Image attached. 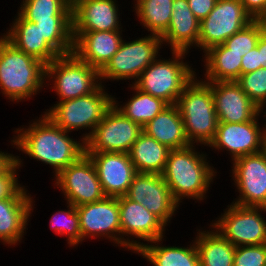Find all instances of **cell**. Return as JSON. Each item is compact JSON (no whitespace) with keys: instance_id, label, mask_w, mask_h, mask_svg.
Listing matches in <instances>:
<instances>
[{"instance_id":"obj_20","label":"cell","mask_w":266,"mask_h":266,"mask_svg":"<svg viewBox=\"0 0 266 266\" xmlns=\"http://www.w3.org/2000/svg\"><path fill=\"white\" fill-rule=\"evenodd\" d=\"M118 0H71L72 31H123Z\"/></svg>"},{"instance_id":"obj_41","label":"cell","mask_w":266,"mask_h":266,"mask_svg":"<svg viewBox=\"0 0 266 266\" xmlns=\"http://www.w3.org/2000/svg\"><path fill=\"white\" fill-rule=\"evenodd\" d=\"M253 20H260L266 13V0H240Z\"/></svg>"},{"instance_id":"obj_9","label":"cell","mask_w":266,"mask_h":266,"mask_svg":"<svg viewBox=\"0 0 266 266\" xmlns=\"http://www.w3.org/2000/svg\"><path fill=\"white\" fill-rule=\"evenodd\" d=\"M223 211L210 225L235 247L266 244L265 207L230 203Z\"/></svg>"},{"instance_id":"obj_43","label":"cell","mask_w":266,"mask_h":266,"mask_svg":"<svg viewBox=\"0 0 266 266\" xmlns=\"http://www.w3.org/2000/svg\"><path fill=\"white\" fill-rule=\"evenodd\" d=\"M15 159V155L0 151V173Z\"/></svg>"},{"instance_id":"obj_32","label":"cell","mask_w":266,"mask_h":266,"mask_svg":"<svg viewBox=\"0 0 266 266\" xmlns=\"http://www.w3.org/2000/svg\"><path fill=\"white\" fill-rule=\"evenodd\" d=\"M42 37L59 54L73 53L72 17H52V20H32Z\"/></svg>"},{"instance_id":"obj_11","label":"cell","mask_w":266,"mask_h":266,"mask_svg":"<svg viewBox=\"0 0 266 266\" xmlns=\"http://www.w3.org/2000/svg\"><path fill=\"white\" fill-rule=\"evenodd\" d=\"M118 204L123 249L136 253L145 242L166 237L167 227L147 208L125 195L118 197Z\"/></svg>"},{"instance_id":"obj_27","label":"cell","mask_w":266,"mask_h":266,"mask_svg":"<svg viewBox=\"0 0 266 266\" xmlns=\"http://www.w3.org/2000/svg\"><path fill=\"white\" fill-rule=\"evenodd\" d=\"M209 230L196 229L194 238L200 266H233L236 247L218 233L210 224ZM203 229V230H202Z\"/></svg>"},{"instance_id":"obj_8","label":"cell","mask_w":266,"mask_h":266,"mask_svg":"<svg viewBox=\"0 0 266 266\" xmlns=\"http://www.w3.org/2000/svg\"><path fill=\"white\" fill-rule=\"evenodd\" d=\"M162 48L161 37L153 34H146L132 41L123 39L118 51L100 71V83L104 84L108 80H132L133 84V80L135 82L144 69L160 55Z\"/></svg>"},{"instance_id":"obj_10","label":"cell","mask_w":266,"mask_h":266,"mask_svg":"<svg viewBox=\"0 0 266 266\" xmlns=\"http://www.w3.org/2000/svg\"><path fill=\"white\" fill-rule=\"evenodd\" d=\"M252 21L240 0H217L208 16L200 21L199 51L204 54L211 47L223 44Z\"/></svg>"},{"instance_id":"obj_45","label":"cell","mask_w":266,"mask_h":266,"mask_svg":"<svg viewBox=\"0 0 266 266\" xmlns=\"http://www.w3.org/2000/svg\"><path fill=\"white\" fill-rule=\"evenodd\" d=\"M260 22L263 24V26L266 29V13L263 15V17L260 19Z\"/></svg>"},{"instance_id":"obj_25","label":"cell","mask_w":266,"mask_h":266,"mask_svg":"<svg viewBox=\"0 0 266 266\" xmlns=\"http://www.w3.org/2000/svg\"><path fill=\"white\" fill-rule=\"evenodd\" d=\"M143 132L170 150L191 145L185 133L180 110L176 104L169 105L156 115L143 127Z\"/></svg>"},{"instance_id":"obj_12","label":"cell","mask_w":266,"mask_h":266,"mask_svg":"<svg viewBox=\"0 0 266 266\" xmlns=\"http://www.w3.org/2000/svg\"><path fill=\"white\" fill-rule=\"evenodd\" d=\"M53 180L67 203L75 207L106 197L91 159L84 154L78 161L60 171Z\"/></svg>"},{"instance_id":"obj_37","label":"cell","mask_w":266,"mask_h":266,"mask_svg":"<svg viewBox=\"0 0 266 266\" xmlns=\"http://www.w3.org/2000/svg\"><path fill=\"white\" fill-rule=\"evenodd\" d=\"M20 157L15 155V159L0 173V200L10 198L22 186L18 174L24 159Z\"/></svg>"},{"instance_id":"obj_46","label":"cell","mask_w":266,"mask_h":266,"mask_svg":"<svg viewBox=\"0 0 266 266\" xmlns=\"http://www.w3.org/2000/svg\"><path fill=\"white\" fill-rule=\"evenodd\" d=\"M264 151L266 152V139H264Z\"/></svg>"},{"instance_id":"obj_16","label":"cell","mask_w":266,"mask_h":266,"mask_svg":"<svg viewBox=\"0 0 266 266\" xmlns=\"http://www.w3.org/2000/svg\"><path fill=\"white\" fill-rule=\"evenodd\" d=\"M125 196L147 208L166 227L180 208L162 174L137 172Z\"/></svg>"},{"instance_id":"obj_23","label":"cell","mask_w":266,"mask_h":266,"mask_svg":"<svg viewBox=\"0 0 266 266\" xmlns=\"http://www.w3.org/2000/svg\"><path fill=\"white\" fill-rule=\"evenodd\" d=\"M199 26L200 21L190 9L188 0H174L170 24L161 36L162 45H168L170 51L198 49Z\"/></svg>"},{"instance_id":"obj_26","label":"cell","mask_w":266,"mask_h":266,"mask_svg":"<svg viewBox=\"0 0 266 266\" xmlns=\"http://www.w3.org/2000/svg\"><path fill=\"white\" fill-rule=\"evenodd\" d=\"M162 237L145 243L135 253L142 256L152 266H200V258L194 239L187 247L165 246Z\"/></svg>"},{"instance_id":"obj_15","label":"cell","mask_w":266,"mask_h":266,"mask_svg":"<svg viewBox=\"0 0 266 266\" xmlns=\"http://www.w3.org/2000/svg\"><path fill=\"white\" fill-rule=\"evenodd\" d=\"M82 243L89 239L109 240L121 248V227L118 197L104 199L76 207Z\"/></svg>"},{"instance_id":"obj_2","label":"cell","mask_w":266,"mask_h":266,"mask_svg":"<svg viewBox=\"0 0 266 266\" xmlns=\"http://www.w3.org/2000/svg\"><path fill=\"white\" fill-rule=\"evenodd\" d=\"M208 158L206 152H198V145L169 151L162 177L179 205L183 199H193L195 203L207 199L209 187L218 175Z\"/></svg>"},{"instance_id":"obj_22","label":"cell","mask_w":266,"mask_h":266,"mask_svg":"<svg viewBox=\"0 0 266 266\" xmlns=\"http://www.w3.org/2000/svg\"><path fill=\"white\" fill-rule=\"evenodd\" d=\"M73 53L99 72L118 51L122 31H73Z\"/></svg>"},{"instance_id":"obj_28","label":"cell","mask_w":266,"mask_h":266,"mask_svg":"<svg viewBox=\"0 0 266 266\" xmlns=\"http://www.w3.org/2000/svg\"><path fill=\"white\" fill-rule=\"evenodd\" d=\"M201 59L205 64L202 79L206 82L236 81L241 76L242 56L223 44L211 47Z\"/></svg>"},{"instance_id":"obj_17","label":"cell","mask_w":266,"mask_h":266,"mask_svg":"<svg viewBox=\"0 0 266 266\" xmlns=\"http://www.w3.org/2000/svg\"><path fill=\"white\" fill-rule=\"evenodd\" d=\"M257 115L252 121L244 123L218 122L216 134L208 145L212 150L227 152L231 163L244 155L264 150L262 127Z\"/></svg>"},{"instance_id":"obj_21","label":"cell","mask_w":266,"mask_h":266,"mask_svg":"<svg viewBox=\"0 0 266 266\" xmlns=\"http://www.w3.org/2000/svg\"><path fill=\"white\" fill-rule=\"evenodd\" d=\"M218 122L244 123L258 115V107L236 81L211 82Z\"/></svg>"},{"instance_id":"obj_33","label":"cell","mask_w":266,"mask_h":266,"mask_svg":"<svg viewBox=\"0 0 266 266\" xmlns=\"http://www.w3.org/2000/svg\"><path fill=\"white\" fill-rule=\"evenodd\" d=\"M17 11L30 22L72 17L71 0H22Z\"/></svg>"},{"instance_id":"obj_18","label":"cell","mask_w":266,"mask_h":266,"mask_svg":"<svg viewBox=\"0 0 266 266\" xmlns=\"http://www.w3.org/2000/svg\"><path fill=\"white\" fill-rule=\"evenodd\" d=\"M28 186L22 185L10 198L0 200V243L16 247L26 235V229L35 209L34 198Z\"/></svg>"},{"instance_id":"obj_35","label":"cell","mask_w":266,"mask_h":266,"mask_svg":"<svg viewBox=\"0 0 266 266\" xmlns=\"http://www.w3.org/2000/svg\"><path fill=\"white\" fill-rule=\"evenodd\" d=\"M265 30L260 20H253L243 29L224 41L223 45L227 49H230V52L244 56L257 46L260 35Z\"/></svg>"},{"instance_id":"obj_24","label":"cell","mask_w":266,"mask_h":266,"mask_svg":"<svg viewBox=\"0 0 266 266\" xmlns=\"http://www.w3.org/2000/svg\"><path fill=\"white\" fill-rule=\"evenodd\" d=\"M14 18L2 35L16 48L45 65L60 56L42 37L35 23L26 20L19 12Z\"/></svg>"},{"instance_id":"obj_7","label":"cell","mask_w":266,"mask_h":266,"mask_svg":"<svg viewBox=\"0 0 266 266\" xmlns=\"http://www.w3.org/2000/svg\"><path fill=\"white\" fill-rule=\"evenodd\" d=\"M100 85V72L74 53L60 55L45 66V87L55 91L56 102L89 95Z\"/></svg>"},{"instance_id":"obj_14","label":"cell","mask_w":266,"mask_h":266,"mask_svg":"<svg viewBox=\"0 0 266 266\" xmlns=\"http://www.w3.org/2000/svg\"><path fill=\"white\" fill-rule=\"evenodd\" d=\"M231 164L230 177L239 193L232 203L266 208V152L244 155Z\"/></svg>"},{"instance_id":"obj_38","label":"cell","mask_w":266,"mask_h":266,"mask_svg":"<svg viewBox=\"0 0 266 266\" xmlns=\"http://www.w3.org/2000/svg\"><path fill=\"white\" fill-rule=\"evenodd\" d=\"M233 266H266V244L237 246Z\"/></svg>"},{"instance_id":"obj_34","label":"cell","mask_w":266,"mask_h":266,"mask_svg":"<svg viewBox=\"0 0 266 266\" xmlns=\"http://www.w3.org/2000/svg\"><path fill=\"white\" fill-rule=\"evenodd\" d=\"M66 204L67 209H60L51 215L49 227L57 236H66L69 248H76L82 244L79 216L74 205Z\"/></svg>"},{"instance_id":"obj_19","label":"cell","mask_w":266,"mask_h":266,"mask_svg":"<svg viewBox=\"0 0 266 266\" xmlns=\"http://www.w3.org/2000/svg\"><path fill=\"white\" fill-rule=\"evenodd\" d=\"M93 162L103 192L109 197L124 196L136 170L128 153L85 152Z\"/></svg>"},{"instance_id":"obj_13","label":"cell","mask_w":266,"mask_h":266,"mask_svg":"<svg viewBox=\"0 0 266 266\" xmlns=\"http://www.w3.org/2000/svg\"><path fill=\"white\" fill-rule=\"evenodd\" d=\"M143 128L125 117L114 105L85 141V152L129 153Z\"/></svg>"},{"instance_id":"obj_30","label":"cell","mask_w":266,"mask_h":266,"mask_svg":"<svg viewBox=\"0 0 266 266\" xmlns=\"http://www.w3.org/2000/svg\"><path fill=\"white\" fill-rule=\"evenodd\" d=\"M130 89L133 91L128 101L119 102L113 95V105L127 118L142 128L151 121L156 115L161 113L169 106L163 99L154 97L150 94L142 92L133 84H130ZM123 103V104H120Z\"/></svg>"},{"instance_id":"obj_1","label":"cell","mask_w":266,"mask_h":266,"mask_svg":"<svg viewBox=\"0 0 266 266\" xmlns=\"http://www.w3.org/2000/svg\"><path fill=\"white\" fill-rule=\"evenodd\" d=\"M40 116L31 120L26 127L15 128L13 132L16 135L9 142L12 148L30 159L49 165V168L51 166L54 179L60 171L85 154V141L71 138L73 136L69 134L72 133L55 125L45 114Z\"/></svg>"},{"instance_id":"obj_36","label":"cell","mask_w":266,"mask_h":266,"mask_svg":"<svg viewBox=\"0 0 266 266\" xmlns=\"http://www.w3.org/2000/svg\"><path fill=\"white\" fill-rule=\"evenodd\" d=\"M236 82L257 107L266 102V68L242 74Z\"/></svg>"},{"instance_id":"obj_29","label":"cell","mask_w":266,"mask_h":266,"mask_svg":"<svg viewBox=\"0 0 266 266\" xmlns=\"http://www.w3.org/2000/svg\"><path fill=\"white\" fill-rule=\"evenodd\" d=\"M169 151L167 146L142 132L128 154L136 172L162 174Z\"/></svg>"},{"instance_id":"obj_6","label":"cell","mask_w":266,"mask_h":266,"mask_svg":"<svg viewBox=\"0 0 266 266\" xmlns=\"http://www.w3.org/2000/svg\"><path fill=\"white\" fill-rule=\"evenodd\" d=\"M105 86L101 84L94 92L83 97L56 102L43 114L69 133L85 130L80 138L86 141L113 105L112 93L108 94Z\"/></svg>"},{"instance_id":"obj_39","label":"cell","mask_w":266,"mask_h":266,"mask_svg":"<svg viewBox=\"0 0 266 266\" xmlns=\"http://www.w3.org/2000/svg\"><path fill=\"white\" fill-rule=\"evenodd\" d=\"M216 2L217 0H188L190 9L199 21L208 16Z\"/></svg>"},{"instance_id":"obj_42","label":"cell","mask_w":266,"mask_h":266,"mask_svg":"<svg viewBox=\"0 0 266 266\" xmlns=\"http://www.w3.org/2000/svg\"><path fill=\"white\" fill-rule=\"evenodd\" d=\"M256 47L259 49L261 67L266 68V30L260 35Z\"/></svg>"},{"instance_id":"obj_5","label":"cell","mask_w":266,"mask_h":266,"mask_svg":"<svg viewBox=\"0 0 266 266\" xmlns=\"http://www.w3.org/2000/svg\"><path fill=\"white\" fill-rule=\"evenodd\" d=\"M172 58L159 55L139 75L133 85L154 97L163 99L169 105L177 104L186 85L196 76V69L186 60L191 52L170 51ZM185 61V62H184Z\"/></svg>"},{"instance_id":"obj_40","label":"cell","mask_w":266,"mask_h":266,"mask_svg":"<svg viewBox=\"0 0 266 266\" xmlns=\"http://www.w3.org/2000/svg\"><path fill=\"white\" fill-rule=\"evenodd\" d=\"M259 68H261L259 49L255 47L254 49L250 50L247 54L242 56L241 75L252 71H256Z\"/></svg>"},{"instance_id":"obj_44","label":"cell","mask_w":266,"mask_h":266,"mask_svg":"<svg viewBox=\"0 0 266 266\" xmlns=\"http://www.w3.org/2000/svg\"><path fill=\"white\" fill-rule=\"evenodd\" d=\"M262 114V115H261ZM258 115H259V118H264L262 121L264 122L262 124V134H263V138L266 139V102L261 104L259 107H258ZM261 115V116H260Z\"/></svg>"},{"instance_id":"obj_31","label":"cell","mask_w":266,"mask_h":266,"mask_svg":"<svg viewBox=\"0 0 266 266\" xmlns=\"http://www.w3.org/2000/svg\"><path fill=\"white\" fill-rule=\"evenodd\" d=\"M174 0H138L133 11L140 25L149 34L162 36L171 21L172 3Z\"/></svg>"},{"instance_id":"obj_3","label":"cell","mask_w":266,"mask_h":266,"mask_svg":"<svg viewBox=\"0 0 266 266\" xmlns=\"http://www.w3.org/2000/svg\"><path fill=\"white\" fill-rule=\"evenodd\" d=\"M45 64L16 48L0 35V93L19 103L45 89Z\"/></svg>"},{"instance_id":"obj_4","label":"cell","mask_w":266,"mask_h":266,"mask_svg":"<svg viewBox=\"0 0 266 266\" xmlns=\"http://www.w3.org/2000/svg\"><path fill=\"white\" fill-rule=\"evenodd\" d=\"M200 77L196 74L186 85L176 105L180 110L189 143L199 147L206 146L208 149L216 134L218 119L211 82Z\"/></svg>"}]
</instances>
